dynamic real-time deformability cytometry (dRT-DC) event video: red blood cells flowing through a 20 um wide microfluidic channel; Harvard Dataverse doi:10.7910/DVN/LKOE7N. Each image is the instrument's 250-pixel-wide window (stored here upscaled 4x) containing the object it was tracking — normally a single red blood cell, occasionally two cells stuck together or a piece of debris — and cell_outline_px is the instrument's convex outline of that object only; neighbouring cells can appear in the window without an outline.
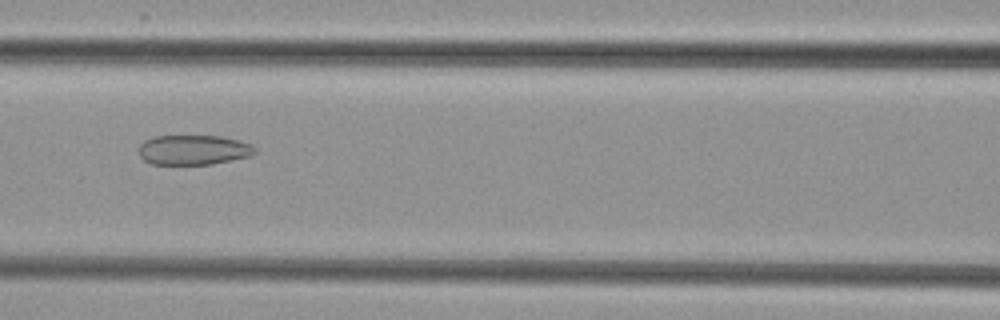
{"species": "common noctule bat (a hibernating species)", "species_latin": "Nyctalus noctula", "temperature_condition": "cold", "stored_images_in_passage": 6, "camera_frame_rate_fps": 3000, "um_per_image_px": 0.085, "animal": {"sex": "female", "body_mass_g": 29.2, "forearm_length_mm": 56.3}, "frame": {"image": 1, "passage_image": 5, "time_ms": 4.667, "image_size_px": [1000, 320], "cell_outline_px": [[256, 152], [248, 156], [232, 160], [212, 164], [148, 164], [140, 156], [140, 144], [144, 140], [152, 136], [220, 136], [240, 140], [252, 144], [256, 148]], "centroid_in_image_um": [16.44, 12.73], "position_along_channel_um": 150.2, "area_um2": 20.29}}
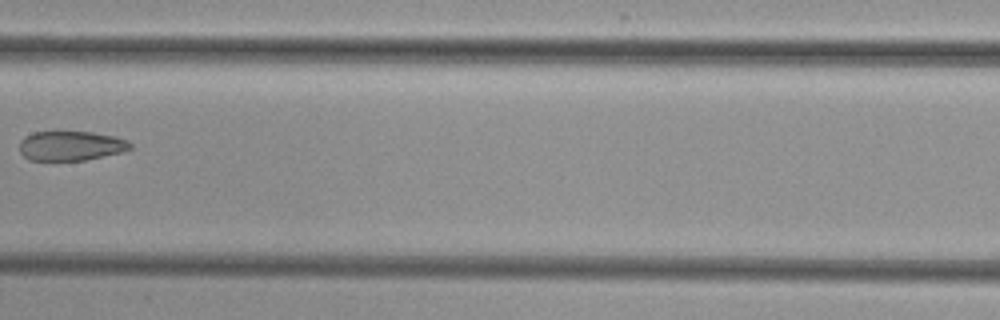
{"frame": {"image": 2, "passage_image": 6, "time_ms": 6.0, "image_size_px": [1000, 320], "cell_outline_px": [[132, 148], [124, 152], [84, 160], [28, 160], [20, 152], [20, 140], [24, 136], [32, 132], [92, 132], [116, 136], [128, 140], [132, 144]], "centroid_in_image_um": [6.05, 12.39], "position_along_channel_um": 201.4, "area_um2": 19.25}}